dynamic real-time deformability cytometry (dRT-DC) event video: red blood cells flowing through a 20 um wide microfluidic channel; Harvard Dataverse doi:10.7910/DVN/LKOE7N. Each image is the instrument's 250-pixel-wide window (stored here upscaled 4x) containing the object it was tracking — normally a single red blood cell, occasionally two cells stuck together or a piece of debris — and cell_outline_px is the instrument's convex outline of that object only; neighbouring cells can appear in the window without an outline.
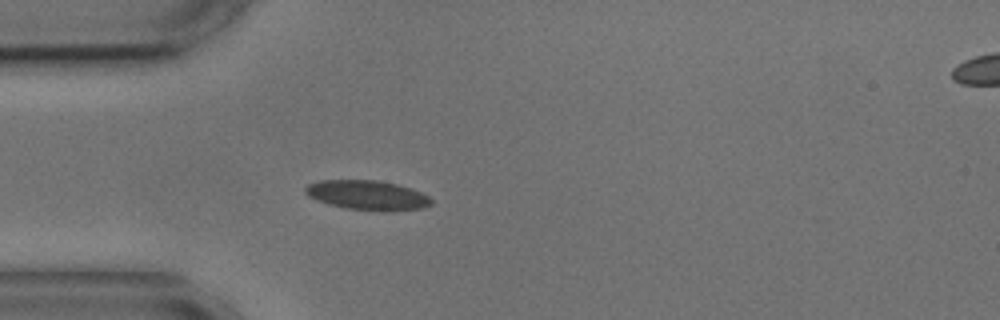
{"species": "common noctule bat (a hibernating species)", "species_latin": "Nyctalus noctula", "temperature_condition": "cold", "stored_images_in_passage": 4, "camera_frame_rate_fps": 3000, "um_per_image_px": 0.085, "animal": {"sex": "male", "body_mass_g": 17.9, "forearm_length_mm": 54.2}, "frame": {"image": 1, "passage_image": 4, "time_ms": 4.667, "image_size_px": [1000, 320], "cell_outline_px": [[432, 204], [424, 208], [392, 212], [344, 208], [328, 204], [316, 200], [308, 196], [304, 192], [304, 188], [308, 184], [320, 180], [376, 180], [396, 184], [420, 192], [428, 196], [432, 200]], "centroid_in_image_um": [31.21, 16.6], "position_along_channel_um": 53.8, "area_um2": 21.85}}